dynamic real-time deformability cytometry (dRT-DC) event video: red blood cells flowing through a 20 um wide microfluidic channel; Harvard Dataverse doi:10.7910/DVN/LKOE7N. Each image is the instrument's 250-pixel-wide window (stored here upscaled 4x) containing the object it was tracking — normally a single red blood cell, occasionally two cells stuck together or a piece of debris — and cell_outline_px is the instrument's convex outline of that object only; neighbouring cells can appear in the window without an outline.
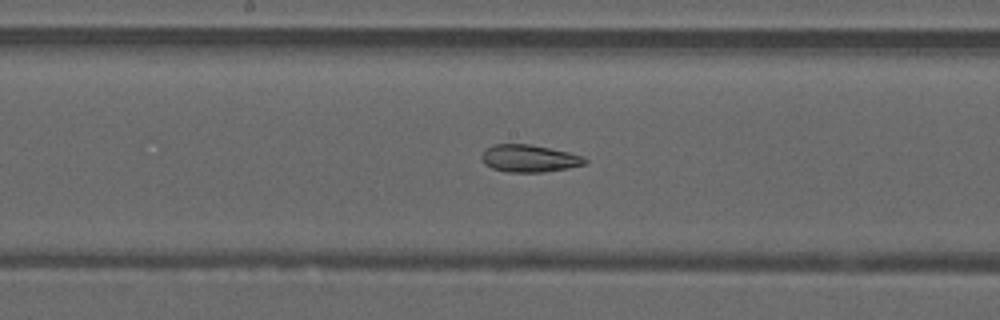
{"species": "common noctule bat (a hibernating species)", "species_latin": "Nyctalus noctula", "temperature_condition": "warm", "stored_images_in_passage": 42, "camera_frame_rate_fps": 3000, "um_per_image_px": 0.085, "animal": {"sex": "male", "forearm_length_mm": 52.5}, "frame": {"image": 1, "passage_image": 23, "time_ms": 7.333, "image_size_px": [1000, 320], "cell_outline_px": [[588, 160], [584, 164], [568, 168], [544, 172], [508, 172], [492, 168], [484, 164], [480, 160], [480, 156], [488, 148], [496, 144], [528, 144], [568, 152], [584, 156]], "centroid_in_image_um": [44.97, 13.47], "position_along_channel_um": 203.2, "area_um2": 16.36}}
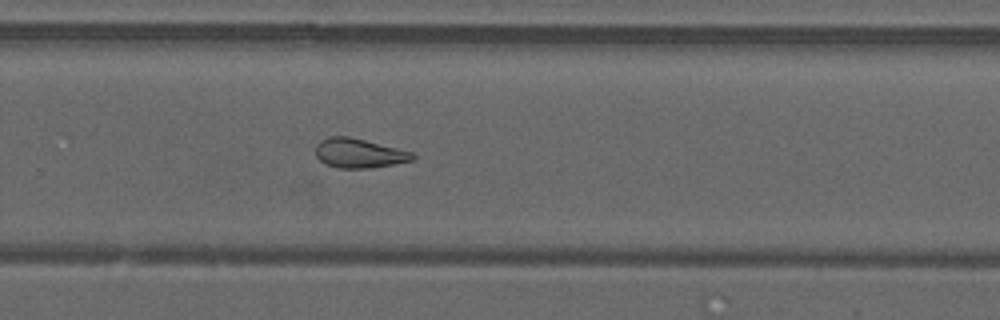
{"frame": {"image": 2, "passage_image": 30, "time_ms": 9.667, "image_size_px": [1000, 320], "cell_outline_px": [[416, 156], [412, 160], [392, 164], [368, 168], [340, 168], [324, 164], [316, 156], [316, 144], [320, 140], [328, 136], [348, 136], [412, 152]], "centroid_in_image_um": [30.46, 13.02], "position_along_channel_um": 299.3, "area_um2": 16.42}}
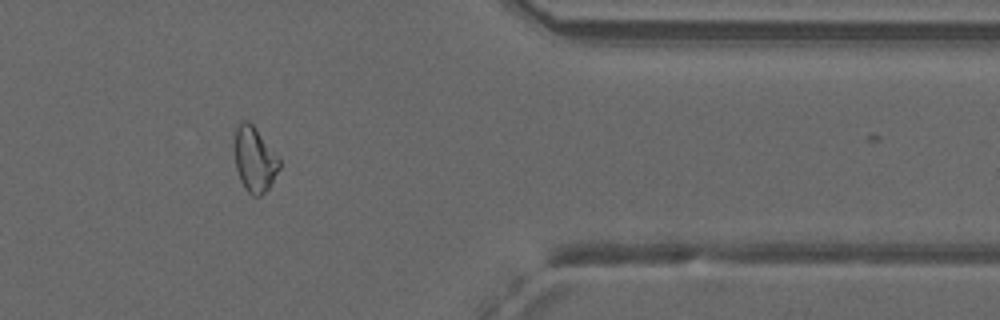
{"frame": {"image": 3, "passage_image": 38, "time_ms": 12.333, "image_size_px": [1000, 320], "cell_outline_px": [[280, 168], [268, 188], [260, 196], [252, 196], [244, 188], [240, 180], [236, 168], [236, 128], [240, 120], [248, 120], [252, 124], [280, 160]], "centroid_in_image_um": [21.64, 13.57], "position_along_channel_um": 389.8, "area_um2": 16.53}, "authors_computed_cell_mechanics": {"area_um2": 17.2533, "velocity_mm_per_s": 4.138, "shape_relaxation_time_tau1_ms": null, "shape_relaxation_time_tau2_ms": 2.4307, "deformation_change_tau1": null, "deformation_change_tau2": 0.1022}}